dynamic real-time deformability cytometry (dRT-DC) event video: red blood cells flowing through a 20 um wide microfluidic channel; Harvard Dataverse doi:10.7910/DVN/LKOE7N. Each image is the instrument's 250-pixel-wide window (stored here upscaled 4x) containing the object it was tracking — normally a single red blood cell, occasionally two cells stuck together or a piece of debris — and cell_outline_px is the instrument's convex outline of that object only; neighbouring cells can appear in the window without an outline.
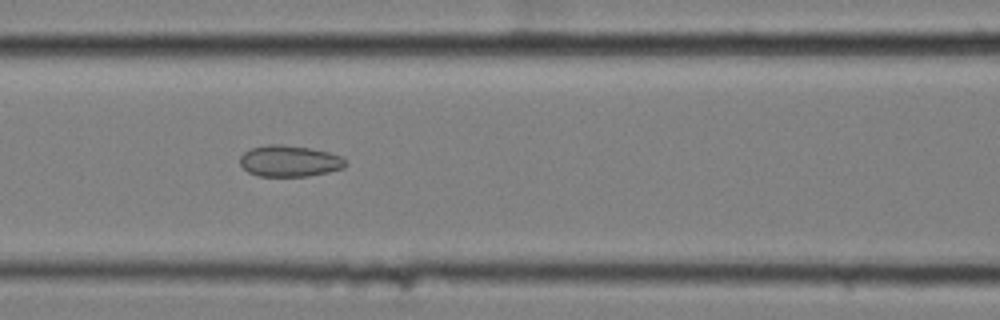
{"species": "common noctule bat (a hibernating species)", "species_latin": "Nyctalus noctula", "temperature_condition": "cold", "stored_images_in_passage": 9, "camera_frame_rate_fps": 3000, "um_per_image_px": 0.085, "animal": {"sex": "female", "body_mass_g": 25.1}, "frame": {"image": 1, "passage_image": 6, "time_ms": 1.667, "image_size_px": [1000, 320], "cell_outline_px": [[348, 164], [344, 168], [328, 172], [308, 176], [260, 176], [248, 172], [240, 164], [240, 156], [244, 152], [252, 148], [268, 144], [280, 144], [308, 148], [328, 152], [340, 156]], "centroid_in_image_um": [24.6, 13.69], "position_along_channel_um": 142.0, "area_um2": 19.13}}
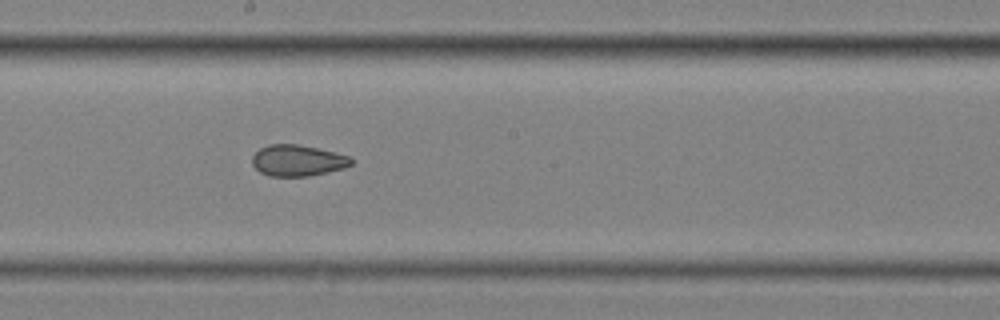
{"frame": {"image": 2, "passage_image": 8, "time_ms": 2.333, "image_size_px": [1000, 320], "cell_outline_px": [[352, 164], [344, 168], [308, 176], [268, 176], [260, 172], [252, 164], [252, 156], [260, 148], [268, 144], [296, 144], [316, 148], [352, 156]], "centroid_in_image_um": [25.29, 13.64], "position_along_channel_um": 222.9, "area_um2": 17.98}}
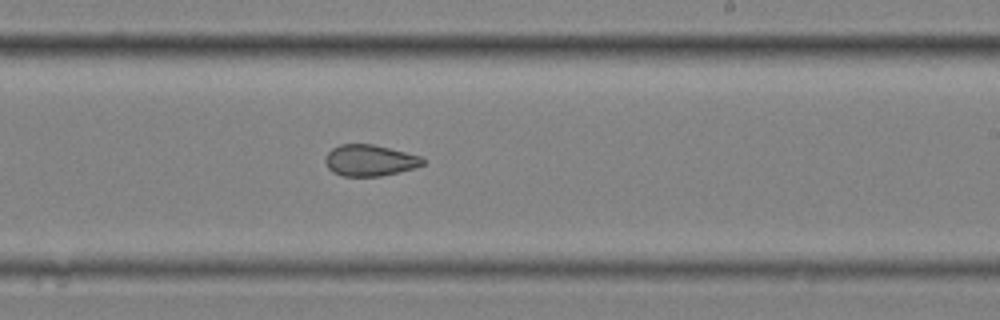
{"frame": {"image": 3, "passage_image": 9, "time_ms": 2.667, "image_size_px": [1000, 320], "cell_outline_px": [[424, 164], [416, 168], [400, 172], [380, 176], [344, 176], [332, 172], [328, 168], [324, 160], [328, 152], [332, 148], [340, 144], [372, 144], [420, 156], [424, 160]], "centroid_in_image_um": [31.41, 13.64], "position_along_channel_um": 257.6, "area_um2": 17.74}}